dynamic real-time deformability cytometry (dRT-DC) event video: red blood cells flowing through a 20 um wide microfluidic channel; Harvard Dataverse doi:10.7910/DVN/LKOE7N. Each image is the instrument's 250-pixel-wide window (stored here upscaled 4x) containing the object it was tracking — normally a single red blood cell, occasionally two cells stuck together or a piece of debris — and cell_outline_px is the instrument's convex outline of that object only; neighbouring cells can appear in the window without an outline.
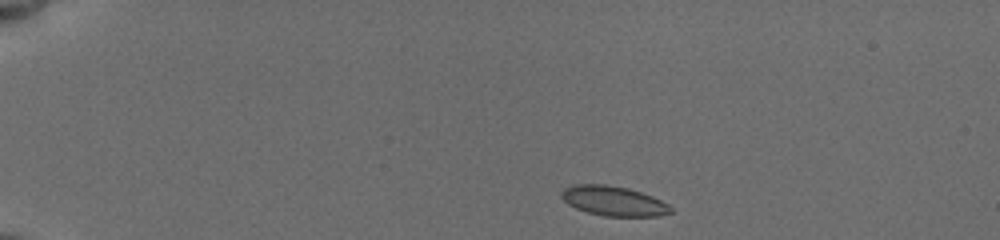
{"species": "common noctule bat (a hibernating species)", "species_latin": "Nyctalus noctula", "temperature_condition": "cold", "stored_images_in_passage": 43, "camera_frame_rate_fps": 3000, "um_per_image_px": 0.085, "animal": {"sex": "female", "body_mass_g": 19.5, "forearm_length_mm": 54.1}, "frame": {"image": 1, "passage_image": 1, "time_ms": 0.0, "image_size_px": [1000, 240], "cell_outline_px": [[672, 212], [660, 216], [604, 216], [588, 212], [576, 208], [568, 204], [560, 196], [560, 192], [564, 188], [576, 184], [604, 184], [628, 188], [652, 196], [668, 204], [672, 208]], "centroid_in_image_um": [52.14, 17.08], "position_along_channel_um": 32.9, "area_um2": 18.9}}
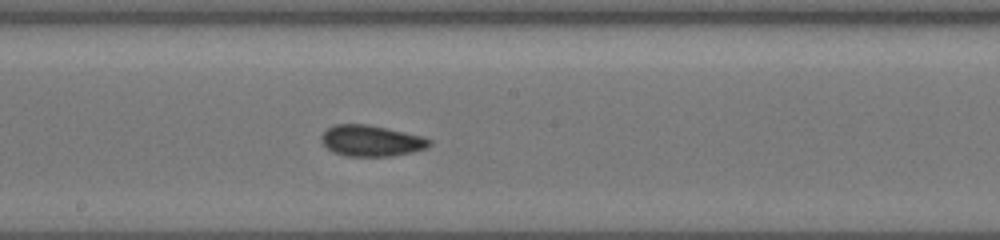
{"frame": {"image": 2, "passage_image": 20, "time_ms": 7.0, "image_size_px": [1000, 240], "cell_outline_px": [[432, 144], [428, 148], [412, 152], [392, 156], [348, 156], [332, 152], [320, 140], [320, 136], [328, 128], [336, 124], [368, 124], [424, 136], [432, 140]], "centroid_in_image_um": [31.59, 11.96], "position_along_channel_um": 216.6, "area_um2": 19.71}}
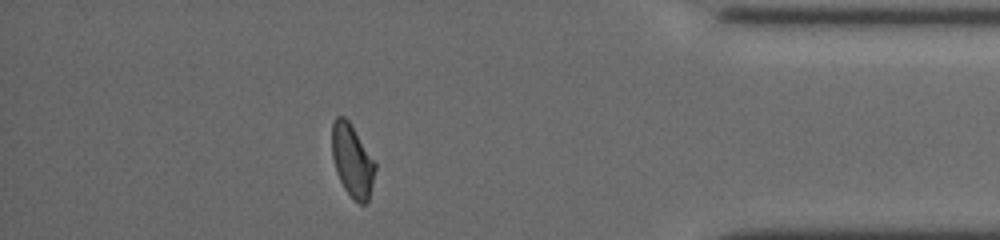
{"frame": {"image": 3, "passage_image": 37, "time_ms": 12.667, "image_size_px": [1000, 240], "cell_outline_px": [[376, 168], [368, 200], [364, 204], [360, 204], [344, 188], [336, 172], [332, 156], [332, 124], [336, 116], [344, 116], [348, 120], [376, 164]], "centroid_in_image_um": [29.92, 13.64], "position_along_channel_um": 405.3, "area_um2": 17.86}, "authors_computed_cell_mechanics": {"area_um2": 18.8428, "velocity_mm_per_s": 3.8313, "shape_relaxation_time_tau1_ms": 8.2157, "shape_relaxation_time_tau2_ms": 3.2792, "deformation_change_tau1": 0.1422, "deformation_change_tau2": 0.074}}